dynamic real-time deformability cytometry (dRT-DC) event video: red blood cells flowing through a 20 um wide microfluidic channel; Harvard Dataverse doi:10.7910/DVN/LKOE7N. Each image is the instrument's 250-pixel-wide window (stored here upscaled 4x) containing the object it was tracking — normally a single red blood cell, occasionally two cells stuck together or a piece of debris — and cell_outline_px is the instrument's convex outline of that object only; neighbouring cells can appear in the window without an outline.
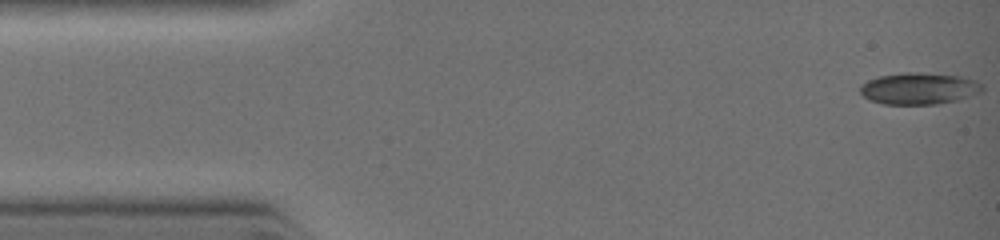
{"species": "common noctule bat (a hibernating species)", "species_latin": "Nyctalus noctula", "temperature_condition": "warm", "stored_images_in_passage": 25, "camera_frame_rate_fps": 3000, "um_per_image_px": 0.085, "animal": {"sex": "female", "body_mass_g": 19.0, "forearm_length_mm": 51.5}, "frame": {"image": 1, "passage_image": 1, "time_ms": 0.0, "image_size_px": [1000, 240], "cell_outline_px": [[984, 88], [980, 92], [956, 100], [936, 104], [884, 104], [868, 100], [860, 92], [860, 84], [868, 80], [880, 76], [904, 72], [916, 72], [960, 76], [976, 80]], "centroid_in_image_um": [78.08, 7.52], "position_along_channel_um": 6.9, "area_um2": 22.43}}
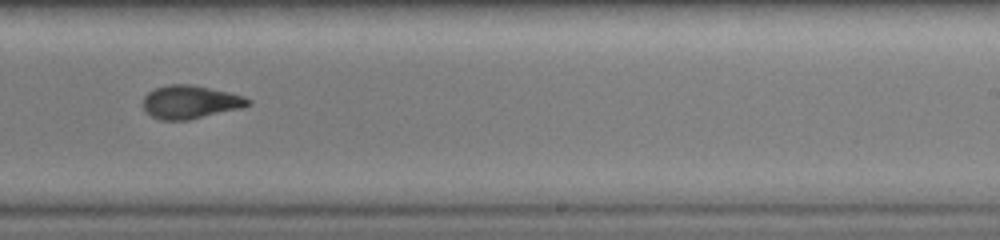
{"frame": {"image": 2, "passage_image": 13, "time_ms": 6.667, "image_size_px": [1000, 240], "cell_outline_px": [[252, 104], [240, 108], [188, 120], [160, 120], [152, 116], [144, 108], [144, 96], [148, 92], [156, 88], [168, 84], [192, 84], [228, 92], [244, 96], [252, 100]], "centroid_in_image_um": [16.19, 8.66], "position_along_channel_um": 272.8, "area_um2": 20.23}}
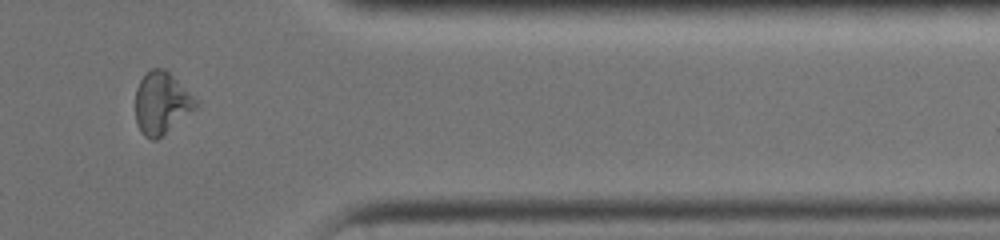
{"frame": {"image": 3, "passage_image": 19, "time_ms": 9.0, "image_size_px": [1000, 240], "cell_outline_px": [[196, 108], [156, 140], [152, 140], [144, 136], [140, 132], [136, 124], [136, 88], [140, 80], [152, 68], [164, 68], [196, 100]], "centroid_in_image_um": [13.68, 8.78], "position_along_channel_um": 397.7, "area_um2": 21.27}}